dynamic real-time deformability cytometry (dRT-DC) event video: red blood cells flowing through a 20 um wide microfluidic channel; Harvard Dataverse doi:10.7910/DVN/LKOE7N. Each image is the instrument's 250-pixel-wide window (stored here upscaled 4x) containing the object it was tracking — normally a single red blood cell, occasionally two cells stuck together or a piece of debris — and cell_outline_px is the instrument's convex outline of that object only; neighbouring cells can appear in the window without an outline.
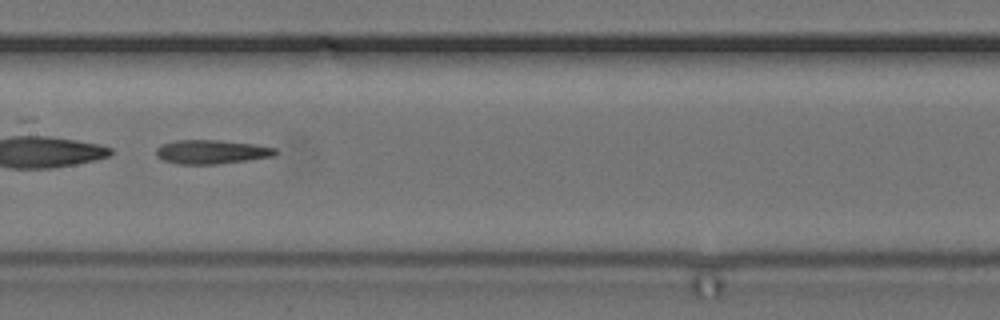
{"species": "common noctule bat (a hibernating species)", "species_latin": "Nyctalus noctula", "temperature_condition": "cold", "stored_images_in_passage": 54, "segment_of_instrument_passage": [2, 2], "camera_frame_rate_fps": 3000, "um_per_image_px": 0.085, "animal": {"sex": "female", "body_mass_g": 24.6, "forearm_length_mm": 56.2}, "frame": {"image": 1, "passage_image": 28, "time_ms": 9.0, "image_size_px": [1000, 320], "cell_outline_px": [[280, 152], [276, 156], [216, 164], [176, 164], [164, 160], [156, 156], [156, 148], [160, 144], [176, 140], [220, 140], [256, 144], [276, 148]], "centroid_in_image_um": [18.0, 12.9], "position_along_channel_um": 189.4, "area_um2": 16.88}}
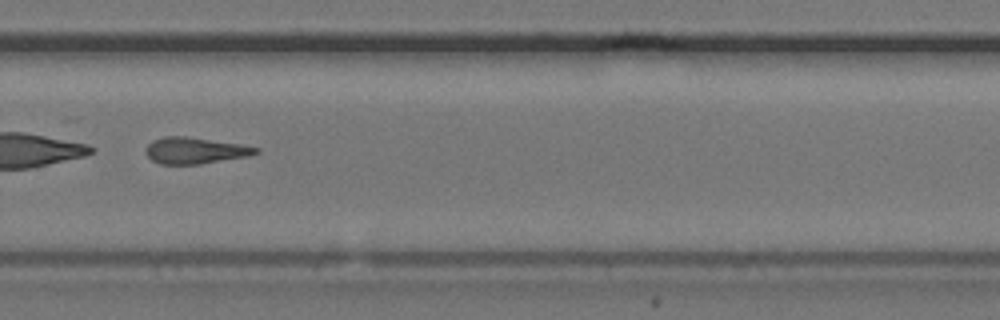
{"frame": {"image": 2, "passage_image": 38, "time_ms": 12.333, "image_size_px": [1000, 320], "cell_outline_px": [[260, 152], [248, 156], [200, 164], [160, 164], [152, 160], [148, 156], [148, 144], [152, 140], [164, 136], [184, 136], [240, 144], [260, 148]], "centroid_in_image_um": [16.6, 12.79], "position_along_channel_um": 313.2, "area_um2": 16.7}}